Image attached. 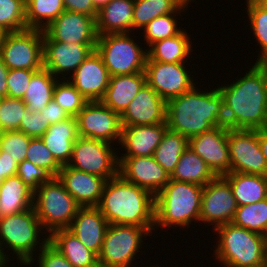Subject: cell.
Segmentation results:
<instances>
[{
	"label": "cell",
	"instance_id": "cell-1",
	"mask_svg": "<svg viewBox=\"0 0 267 267\" xmlns=\"http://www.w3.org/2000/svg\"><path fill=\"white\" fill-rule=\"evenodd\" d=\"M232 84L217 86L229 129L267 128V64L254 63Z\"/></svg>",
	"mask_w": 267,
	"mask_h": 267
},
{
	"label": "cell",
	"instance_id": "cell-2",
	"mask_svg": "<svg viewBox=\"0 0 267 267\" xmlns=\"http://www.w3.org/2000/svg\"><path fill=\"white\" fill-rule=\"evenodd\" d=\"M196 85L188 92L167 101L168 129L188 139L225 126L223 97L218 88L198 90Z\"/></svg>",
	"mask_w": 267,
	"mask_h": 267
},
{
	"label": "cell",
	"instance_id": "cell-3",
	"mask_svg": "<svg viewBox=\"0 0 267 267\" xmlns=\"http://www.w3.org/2000/svg\"><path fill=\"white\" fill-rule=\"evenodd\" d=\"M97 207L109 224L155 228V195L120 174L107 180Z\"/></svg>",
	"mask_w": 267,
	"mask_h": 267
},
{
	"label": "cell",
	"instance_id": "cell-4",
	"mask_svg": "<svg viewBox=\"0 0 267 267\" xmlns=\"http://www.w3.org/2000/svg\"><path fill=\"white\" fill-rule=\"evenodd\" d=\"M41 230L44 234L41 233ZM45 234L46 231L43 229L33 207L20 213L0 217L2 267L7 266L8 262L10 263V253L12 255L15 254L20 265L24 264L26 267L28 265L30 267V264L33 265L34 261H36L33 255L38 253L49 242V236ZM4 248H8L6 252ZM8 250L9 252L11 250V252L9 253Z\"/></svg>",
	"mask_w": 267,
	"mask_h": 267
},
{
	"label": "cell",
	"instance_id": "cell-5",
	"mask_svg": "<svg viewBox=\"0 0 267 267\" xmlns=\"http://www.w3.org/2000/svg\"><path fill=\"white\" fill-rule=\"evenodd\" d=\"M203 186L170 179L155 196V228H190L199 222Z\"/></svg>",
	"mask_w": 267,
	"mask_h": 267
},
{
	"label": "cell",
	"instance_id": "cell-6",
	"mask_svg": "<svg viewBox=\"0 0 267 267\" xmlns=\"http://www.w3.org/2000/svg\"><path fill=\"white\" fill-rule=\"evenodd\" d=\"M212 230L219 234L214 254L223 267H251L267 261V237L233 223Z\"/></svg>",
	"mask_w": 267,
	"mask_h": 267
},
{
	"label": "cell",
	"instance_id": "cell-7",
	"mask_svg": "<svg viewBox=\"0 0 267 267\" xmlns=\"http://www.w3.org/2000/svg\"><path fill=\"white\" fill-rule=\"evenodd\" d=\"M32 207L48 236L55 230L67 229L80 208L57 177L33 192Z\"/></svg>",
	"mask_w": 267,
	"mask_h": 267
},
{
	"label": "cell",
	"instance_id": "cell-8",
	"mask_svg": "<svg viewBox=\"0 0 267 267\" xmlns=\"http://www.w3.org/2000/svg\"><path fill=\"white\" fill-rule=\"evenodd\" d=\"M95 49L110 76L145 72L147 49L134 41L131 32L98 36Z\"/></svg>",
	"mask_w": 267,
	"mask_h": 267
},
{
	"label": "cell",
	"instance_id": "cell-9",
	"mask_svg": "<svg viewBox=\"0 0 267 267\" xmlns=\"http://www.w3.org/2000/svg\"><path fill=\"white\" fill-rule=\"evenodd\" d=\"M154 231L155 228L109 224L98 254L99 267H135L133 261L142 252L143 237L152 236Z\"/></svg>",
	"mask_w": 267,
	"mask_h": 267
},
{
	"label": "cell",
	"instance_id": "cell-10",
	"mask_svg": "<svg viewBox=\"0 0 267 267\" xmlns=\"http://www.w3.org/2000/svg\"><path fill=\"white\" fill-rule=\"evenodd\" d=\"M43 35L39 29L5 32L0 41V55L10 69L43 68Z\"/></svg>",
	"mask_w": 267,
	"mask_h": 267
},
{
	"label": "cell",
	"instance_id": "cell-11",
	"mask_svg": "<svg viewBox=\"0 0 267 267\" xmlns=\"http://www.w3.org/2000/svg\"><path fill=\"white\" fill-rule=\"evenodd\" d=\"M114 144L79 136L74 142L68 166L109 180L119 174Z\"/></svg>",
	"mask_w": 267,
	"mask_h": 267
},
{
	"label": "cell",
	"instance_id": "cell-12",
	"mask_svg": "<svg viewBox=\"0 0 267 267\" xmlns=\"http://www.w3.org/2000/svg\"><path fill=\"white\" fill-rule=\"evenodd\" d=\"M230 172L267 176V161L258 142V129H229Z\"/></svg>",
	"mask_w": 267,
	"mask_h": 267
},
{
	"label": "cell",
	"instance_id": "cell-13",
	"mask_svg": "<svg viewBox=\"0 0 267 267\" xmlns=\"http://www.w3.org/2000/svg\"><path fill=\"white\" fill-rule=\"evenodd\" d=\"M76 120L79 136L114 145L118 142L119 146L122 132L120 115L101 101L87 102L77 114Z\"/></svg>",
	"mask_w": 267,
	"mask_h": 267
},
{
	"label": "cell",
	"instance_id": "cell-14",
	"mask_svg": "<svg viewBox=\"0 0 267 267\" xmlns=\"http://www.w3.org/2000/svg\"><path fill=\"white\" fill-rule=\"evenodd\" d=\"M237 204L229 182L223 176H216L203 186L199 223L220 225L232 223Z\"/></svg>",
	"mask_w": 267,
	"mask_h": 267
},
{
	"label": "cell",
	"instance_id": "cell-15",
	"mask_svg": "<svg viewBox=\"0 0 267 267\" xmlns=\"http://www.w3.org/2000/svg\"><path fill=\"white\" fill-rule=\"evenodd\" d=\"M190 73L185 63L146 61V83L166 102L196 85Z\"/></svg>",
	"mask_w": 267,
	"mask_h": 267
},
{
	"label": "cell",
	"instance_id": "cell-16",
	"mask_svg": "<svg viewBox=\"0 0 267 267\" xmlns=\"http://www.w3.org/2000/svg\"><path fill=\"white\" fill-rule=\"evenodd\" d=\"M95 48L96 44L56 42L44 32L43 68L58 79H67V75L71 76Z\"/></svg>",
	"mask_w": 267,
	"mask_h": 267
},
{
	"label": "cell",
	"instance_id": "cell-17",
	"mask_svg": "<svg viewBox=\"0 0 267 267\" xmlns=\"http://www.w3.org/2000/svg\"><path fill=\"white\" fill-rule=\"evenodd\" d=\"M118 162L119 174L126 181L147 189L155 196L171 179L154 156H118Z\"/></svg>",
	"mask_w": 267,
	"mask_h": 267
},
{
	"label": "cell",
	"instance_id": "cell-18",
	"mask_svg": "<svg viewBox=\"0 0 267 267\" xmlns=\"http://www.w3.org/2000/svg\"><path fill=\"white\" fill-rule=\"evenodd\" d=\"M189 147L198 154L216 176L230 173L228 128L219 126L189 138Z\"/></svg>",
	"mask_w": 267,
	"mask_h": 267
},
{
	"label": "cell",
	"instance_id": "cell-19",
	"mask_svg": "<svg viewBox=\"0 0 267 267\" xmlns=\"http://www.w3.org/2000/svg\"><path fill=\"white\" fill-rule=\"evenodd\" d=\"M43 31L56 42L96 44L98 38L94 17L66 10Z\"/></svg>",
	"mask_w": 267,
	"mask_h": 267
},
{
	"label": "cell",
	"instance_id": "cell-20",
	"mask_svg": "<svg viewBox=\"0 0 267 267\" xmlns=\"http://www.w3.org/2000/svg\"><path fill=\"white\" fill-rule=\"evenodd\" d=\"M88 101H101L109 85L110 75L96 49L67 78Z\"/></svg>",
	"mask_w": 267,
	"mask_h": 267
},
{
	"label": "cell",
	"instance_id": "cell-21",
	"mask_svg": "<svg viewBox=\"0 0 267 267\" xmlns=\"http://www.w3.org/2000/svg\"><path fill=\"white\" fill-rule=\"evenodd\" d=\"M167 102L147 83L120 115L122 126L153 125L166 122Z\"/></svg>",
	"mask_w": 267,
	"mask_h": 267
},
{
	"label": "cell",
	"instance_id": "cell-22",
	"mask_svg": "<svg viewBox=\"0 0 267 267\" xmlns=\"http://www.w3.org/2000/svg\"><path fill=\"white\" fill-rule=\"evenodd\" d=\"M64 188L80 207H97L101 201L105 178L63 165L57 175Z\"/></svg>",
	"mask_w": 267,
	"mask_h": 267
},
{
	"label": "cell",
	"instance_id": "cell-23",
	"mask_svg": "<svg viewBox=\"0 0 267 267\" xmlns=\"http://www.w3.org/2000/svg\"><path fill=\"white\" fill-rule=\"evenodd\" d=\"M108 225L98 207H80L67 230L98 255Z\"/></svg>",
	"mask_w": 267,
	"mask_h": 267
},
{
	"label": "cell",
	"instance_id": "cell-24",
	"mask_svg": "<svg viewBox=\"0 0 267 267\" xmlns=\"http://www.w3.org/2000/svg\"><path fill=\"white\" fill-rule=\"evenodd\" d=\"M167 129V123L122 126L119 145L125 153L121 156H153Z\"/></svg>",
	"mask_w": 267,
	"mask_h": 267
},
{
	"label": "cell",
	"instance_id": "cell-25",
	"mask_svg": "<svg viewBox=\"0 0 267 267\" xmlns=\"http://www.w3.org/2000/svg\"><path fill=\"white\" fill-rule=\"evenodd\" d=\"M134 0H111L100 8L96 16L98 36L106 34L132 33Z\"/></svg>",
	"mask_w": 267,
	"mask_h": 267
},
{
	"label": "cell",
	"instance_id": "cell-26",
	"mask_svg": "<svg viewBox=\"0 0 267 267\" xmlns=\"http://www.w3.org/2000/svg\"><path fill=\"white\" fill-rule=\"evenodd\" d=\"M145 84V72L110 76L109 85L101 102L121 115Z\"/></svg>",
	"mask_w": 267,
	"mask_h": 267
},
{
	"label": "cell",
	"instance_id": "cell-27",
	"mask_svg": "<svg viewBox=\"0 0 267 267\" xmlns=\"http://www.w3.org/2000/svg\"><path fill=\"white\" fill-rule=\"evenodd\" d=\"M78 127L76 117H70L64 121L51 124L41 136L46 147L53 157L61 165H67L74 146L78 139Z\"/></svg>",
	"mask_w": 267,
	"mask_h": 267
},
{
	"label": "cell",
	"instance_id": "cell-28",
	"mask_svg": "<svg viewBox=\"0 0 267 267\" xmlns=\"http://www.w3.org/2000/svg\"><path fill=\"white\" fill-rule=\"evenodd\" d=\"M49 243L55 247L73 267H99L98 255L88 249L67 229L53 231Z\"/></svg>",
	"mask_w": 267,
	"mask_h": 267
},
{
	"label": "cell",
	"instance_id": "cell-29",
	"mask_svg": "<svg viewBox=\"0 0 267 267\" xmlns=\"http://www.w3.org/2000/svg\"><path fill=\"white\" fill-rule=\"evenodd\" d=\"M190 40L189 35L183 29L173 37L158 40L148 46L147 61L186 63V59H189L193 51V43Z\"/></svg>",
	"mask_w": 267,
	"mask_h": 267
},
{
	"label": "cell",
	"instance_id": "cell-30",
	"mask_svg": "<svg viewBox=\"0 0 267 267\" xmlns=\"http://www.w3.org/2000/svg\"><path fill=\"white\" fill-rule=\"evenodd\" d=\"M223 177L232 188L237 206L249 205L267 198V176L230 172Z\"/></svg>",
	"mask_w": 267,
	"mask_h": 267
},
{
	"label": "cell",
	"instance_id": "cell-31",
	"mask_svg": "<svg viewBox=\"0 0 267 267\" xmlns=\"http://www.w3.org/2000/svg\"><path fill=\"white\" fill-rule=\"evenodd\" d=\"M33 206V191L17 176L7 177L0 186V217L20 213Z\"/></svg>",
	"mask_w": 267,
	"mask_h": 267
},
{
	"label": "cell",
	"instance_id": "cell-32",
	"mask_svg": "<svg viewBox=\"0 0 267 267\" xmlns=\"http://www.w3.org/2000/svg\"><path fill=\"white\" fill-rule=\"evenodd\" d=\"M191 1L194 0H134L133 30H143L158 16L182 13L190 7Z\"/></svg>",
	"mask_w": 267,
	"mask_h": 267
},
{
	"label": "cell",
	"instance_id": "cell-33",
	"mask_svg": "<svg viewBox=\"0 0 267 267\" xmlns=\"http://www.w3.org/2000/svg\"><path fill=\"white\" fill-rule=\"evenodd\" d=\"M216 175L207 166L206 162L196 154L189 146L182 153L173 173L172 180L205 186L212 181Z\"/></svg>",
	"mask_w": 267,
	"mask_h": 267
},
{
	"label": "cell",
	"instance_id": "cell-34",
	"mask_svg": "<svg viewBox=\"0 0 267 267\" xmlns=\"http://www.w3.org/2000/svg\"><path fill=\"white\" fill-rule=\"evenodd\" d=\"M57 80L58 78L45 68L36 71L32 75L30 84L22 99L28 111L40 112L53 100Z\"/></svg>",
	"mask_w": 267,
	"mask_h": 267
},
{
	"label": "cell",
	"instance_id": "cell-35",
	"mask_svg": "<svg viewBox=\"0 0 267 267\" xmlns=\"http://www.w3.org/2000/svg\"><path fill=\"white\" fill-rule=\"evenodd\" d=\"M189 146V139L184 135L166 130L154 152L155 160L171 175L182 153Z\"/></svg>",
	"mask_w": 267,
	"mask_h": 267
},
{
	"label": "cell",
	"instance_id": "cell-36",
	"mask_svg": "<svg viewBox=\"0 0 267 267\" xmlns=\"http://www.w3.org/2000/svg\"><path fill=\"white\" fill-rule=\"evenodd\" d=\"M27 29L44 30L65 7L63 0H25Z\"/></svg>",
	"mask_w": 267,
	"mask_h": 267
},
{
	"label": "cell",
	"instance_id": "cell-37",
	"mask_svg": "<svg viewBox=\"0 0 267 267\" xmlns=\"http://www.w3.org/2000/svg\"><path fill=\"white\" fill-rule=\"evenodd\" d=\"M232 223L267 237V198L249 205L237 206Z\"/></svg>",
	"mask_w": 267,
	"mask_h": 267
},
{
	"label": "cell",
	"instance_id": "cell-38",
	"mask_svg": "<svg viewBox=\"0 0 267 267\" xmlns=\"http://www.w3.org/2000/svg\"><path fill=\"white\" fill-rule=\"evenodd\" d=\"M246 4L249 25L261 49L255 63L267 64V10L255 0H246Z\"/></svg>",
	"mask_w": 267,
	"mask_h": 267
},
{
	"label": "cell",
	"instance_id": "cell-39",
	"mask_svg": "<svg viewBox=\"0 0 267 267\" xmlns=\"http://www.w3.org/2000/svg\"><path fill=\"white\" fill-rule=\"evenodd\" d=\"M26 29L25 0H0V30L5 33Z\"/></svg>",
	"mask_w": 267,
	"mask_h": 267
},
{
	"label": "cell",
	"instance_id": "cell-40",
	"mask_svg": "<svg viewBox=\"0 0 267 267\" xmlns=\"http://www.w3.org/2000/svg\"><path fill=\"white\" fill-rule=\"evenodd\" d=\"M53 101L65 110L70 117H76L88 102L68 79L57 80Z\"/></svg>",
	"mask_w": 267,
	"mask_h": 267
},
{
	"label": "cell",
	"instance_id": "cell-41",
	"mask_svg": "<svg viewBox=\"0 0 267 267\" xmlns=\"http://www.w3.org/2000/svg\"><path fill=\"white\" fill-rule=\"evenodd\" d=\"M178 14L181 16L180 13H171L158 16L150 21L143 32L145 44L150 46L158 40L177 35L182 30L180 27L178 28V19L176 18Z\"/></svg>",
	"mask_w": 267,
	"mask_h": 267
},
{
	"label": "cell",
	"instance_id": "cell-42",
	"mask_svg": "<svg viewBox=\"0 0 267 267\" xmlns=\"http://www.w3.org/2000/svg\"><path fill=\"white\" fill-rule=\"evenodd\" d=\"M32 137L21 131H6L0 133V156H9L18 163L26 160Z\"/></svg>",
	"mask_w": 267,
	"mask_h": 267
},
{
	"label": "cell",
	"instance_id": "cell-43",
	"mask_svg": "<svg viewBox=\"0 0 267 267\" xmlns=\"http://www.w3.org/2000/svg\"><path fill=\"white\" fill-rule=\"evenodd\" d=\"M26 110V104L22 99L0 98V133L19 131V126Z\"/></svg>",
	"mask_w": 267,
	"mask_h": 267
},
{
	"label": "cell",
	"instance_id": "cell-44",
	"mask_svg": "<svg viewBox=\"0 0 267 267\" xmlns=\"http://www.w3.org/2000/svg\"><path fill=\"white\" fill-rule=\"evenodd\" d=\"M26 160L34 165L48 170L54 177L60 172L61 165L53 157L51 151L46 147L41 137L32 138L26 152Z\"/></svg>",
	"mask_w": 267,
	"mask_h": 267
},
{
	"label": "cell",
	"instance_id": "cell-45",
	"mask_svg": "<svg viewBox=\"0 0 267 267\" xmlns=\"http://www.w3.org/2000/svg\"><path fill=\"white\" fill-rule=\"evenodd\" d=\"M33 192L45 182H50L54 176L45 168L34 165L28 160L18 163L16 174Z\"/></svg>",
	"mask_w": 267,
	"mask_h": 267
},
{
	"label": "cell",
	"instance_id": "cell-46",
	"mask_svg": "<svg viewBox=\"0 0 267 267\" xmlns=\"http://www.w3.org/2000/svg\"><path fill=\"white\" fill-rule=\"evenodd\" d=\"M38 70L10 69L7 76L8 97L23 99L32 75Z\"/></svg>",
	"mask_w": 267,
	"mask_h": 267
},
{
	"label": "cell",
	"instance_id": "cell-47",
	"mask_svg": "<svg viewBox=\"0 0 267 267\" xmlns=\"http://www.w3.org/2000/svg\"><path fill=\"white\" fill-rule=\"evenodd\" d=\"M50 124L46 121L41 112H31L26 110L19 126V131L26 135L37 138L41 137L49 128Z\"/></svg>",
	"mask_w": 267,
	"mask_h": 267
},
{
	"label": "cell",
	"instance_id": "cell-48",
	"mask_svg": "<svg viewBox=\"0 0 267 267\" xmlns=\"http://www.w3.org/2000/svg\"><path fill=\"white\" fill-rule=\"evenodd\" d=\"M36 257H38L36 261L38 267H73L49 242L39 251V254L37 253Z\"/></svg>",
	"mask_w": 267,
	"mask_h": 267
},
{
	"label": "cell",
	"instance_id": "cell-49",
	"mask_svg": "<svg viewBox=\"0 0 267 267\" xmlns=\"http://www.w3.org/2000/svg\"><path fill=\"white\" fill-rule=\"evenodd\" d=\"M63 4L66 11L85 14L96 19L98 10L92 0H63Z\"/></svg>",
	"mask_w": 267,
	"mask_h": 267
},
{
	"label": "cell",
	"instance_id": "cell-50",
	"mask_svg": "<svg viewBox=\"0 0 267 267\" xmlns=\"http://www.w3.org/2000/svg\"><path fill=\"white\" fill-rule=\"evenodd\" d=\"M40 112L42 113V115H44V117L46 118V121H48L50 125L70 118L67 112L63 110L53 100L50 101L48 105Z\"/></svg>",
	"mask_w": 267,
	"mask_h": 267
},
{
	"label": "cell",
	"instance_id": "cell-51",
	"mask_svg": "<svg viewBox=\"0 0 267 267\" xmlns=\"http://www.w3.org/2000/svg\"><path fill=\"white\" fill-rule=\"evenodd\" d=\"M18 162L9 156H0V186L7 177L17 174Z\"/></svg>",
	"mask_w": 267,
	"mask_h": 267
},
{
	"label": "cell",
	"instance_id": "cell-52",
	"mask_svg": "<svg viewBox=\"0 0 267 267\" xmlns=\"http://www.w3.org/2000/svg\"><path fill=\"white\" fill-rule=\"evenodd\" d=\"M9 69L4 64L3 59L0 55V98L8 97V84L7 76Z\"/></svg>",
	"mask_w": 267,
	"mask_h": 267
},
{
	"label": "cell",
	"instance_id": "cell-53",
	"mask_svg": "<svg viewBox=\"0 0 267 267\" xmlns=\"http://www.w3.org/2000/svg\"><path fill=\"white\" fill-rule=\"evenodd\" d=\"M258 142L267 161V128L258 129Z\"/></svg>",
	"mask_w": 267,
	"mask_h": 267
},
{
	"label": "cell",
	"instance_id": "cell-54",
	"mask_svg": "<svg viewBox=\"0 0 267 267\" xmlns=\"http://www.w3.org/2000/svg\"><path fill=\"white\" fill-rule=\"evenodd\" d=\"M92 1H93L95 8L99 10L100 8L108 4L111 0H92Z\"/></svg>",
	"mask_w": 267,
	"mask_h": 267
},
{
	"label": "cell",
	"instance_id": "cell-55",
	"mask_svg": "<svg viewBox=\"0 0 267 267\" xmlns=\"http://www.w3.org/2000/svg\"><path fill=\"white\" fill-rule=\"evenodd\" d=\"M261 7L267 10V0H255Z\"/></svg>",
	"mask_w": 267,
	"mask_h": 267
},
{
	"label": "cell",
	"instance_id": "cell-56",
	"mask_svg": "<svg viewBox=\"0 0 267 267\" xmlns=\"http://www.w3.org/2000/svg\"><path fill=\"white\" fill-rule=\"evenodd\" d=\"M251 267H267V261L263 262L262 264L256 265V266H251Z\"/></svg>",
	"mask_w": 267,
	"mask_h": 267
},
{
	"label": "cell",
	"instance_id": "cell-57",
	"mask_svg": "<svg viewBox=\"0 0 267 267\" xmlns=\"http://www.w3.org/2000/svg\"><path fill=\"white\" fill-rule=\"evenodd\" d=\"M0 267H2V256H1V253H0Z\"/></svg>",
	"mask_w": 267,
	"mask_h": 267
},
{
	"label": "cell",
	"instance_id": "cell-58",
	"mask_svg": "<svg viewBox=\"0 0 267 267\" xmlns=\"http://www.w3.org/2000/svg\"><path fill=\"white\" fill-rule=\"evenodd\" d=\"M2 35H3V32L0 30V41H1Z\"/></svg>",
	"mask_w": 267,
	"mask_h": 267
}]
</instances>
